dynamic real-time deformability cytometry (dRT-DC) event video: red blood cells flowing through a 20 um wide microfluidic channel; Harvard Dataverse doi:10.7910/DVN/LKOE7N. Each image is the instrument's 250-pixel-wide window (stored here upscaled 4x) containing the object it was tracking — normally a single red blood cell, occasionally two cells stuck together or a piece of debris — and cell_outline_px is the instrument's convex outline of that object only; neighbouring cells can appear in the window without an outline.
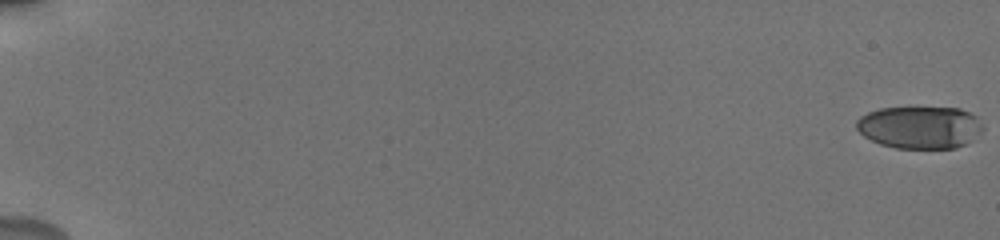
{"species": "human", "species_latin": "Homo sapiens", "temperature_condition": "cold", "stored_images_in_passage": 48, "camera_frame_rate_fps": 3000, "um_per_image_px": 0.085, "donor": {"sex": "male"}, "frame": {"image": 1, "passage_image": 1, "time_ms": 0.0, "image_size_px": [1000, 240], "cell_outline_px": [[984, 128], [980, 132], [964, 144], [956, 148], [896, 148], [880, 144], [864, 136], [856, 128], [856, 120], [860, 116], [868, 112], [880, 108], [960, 108], [976, 116]], "centroid_in_image_um": [78.16, 10.82], "position_along_channel_um": 6.8, "area_um2": 31.04}}
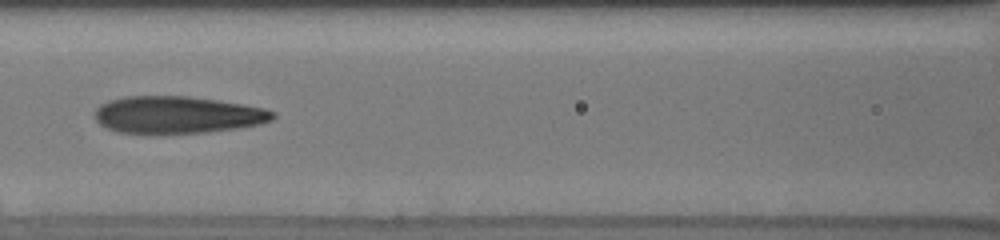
{"frame": {"image": 2, "passage_image": 24, "time_ms": 9.333, "image_size_px": [1000, 240], "cell_outline_px": [[276, 116], [272, 120], [260, 124], [236, 128], [204, 132], [152, 136], [120, 132], [108, 128], [100, 124], [96, 120], [96, 108], [100, 104], [108, 100], [124, 96], [188, 96], [244, 104], [264, 108], [276, 112]], "centroid_in_image_um": [15.05, 9.78], "position_along_channel_um": 151.5, "area_um2": 39.3}}
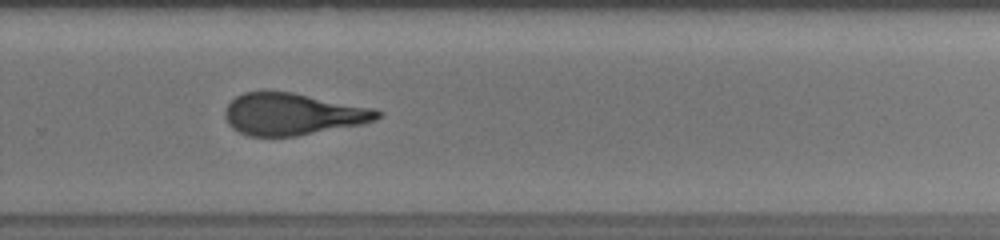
{"frame": {"image": 3, "passage_image": 34, "time_ms": 13.333, "image_size_px": [1000, 240], "cell_outline_px": [[384, 112], [376, 120], [364, 124], [296, 136], [248, 136], [232, 128], [228, 124], [224, 116], [224, 112], [228, 104], [236, 96], [244, 92], [292, 92], [376, 108]], "centroid_in_image_um": [24.92, 9.7], "position_along_channel_um": 304.9, "area_um2": 37.4}, "authors_computed_cell_mechanics": {"area_um2": 37.1365, "velocity_mm_per_s": 3.8601, "shape_relaxation_time_tau1_ms": 6.6298, "shape_relaxation_time_tau2_ms": 1.7569, "deformation_change_tau1": 0.2149, "deformation_change_tau2": 0.123}}